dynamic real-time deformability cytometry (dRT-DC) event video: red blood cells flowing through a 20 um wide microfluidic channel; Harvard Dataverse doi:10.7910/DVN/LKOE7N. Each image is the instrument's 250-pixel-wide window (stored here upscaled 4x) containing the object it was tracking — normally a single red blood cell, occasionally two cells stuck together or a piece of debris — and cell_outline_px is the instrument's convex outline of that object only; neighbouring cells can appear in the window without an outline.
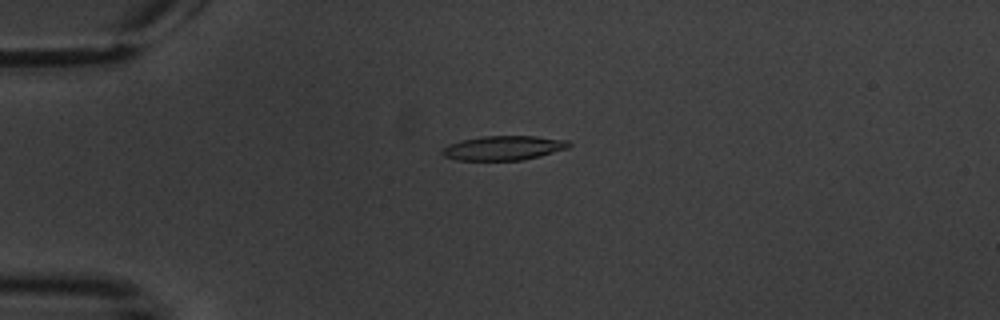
{"species": "common noctule bat (a hibernating species)", "species_latin": "Nyctalus noctula", "temperature_condition": "warm", "stored_images_in_passage": 2, "camera_frame_rate_fps": 3000, "um_per_image_px": 0.085, "animal": {"sex": "male", "body_mass_g": 20.1, "forearm_length_mm": 53.5}, "frame": {"image": 1, "passage_image": 1, "time_ms": 0.0, "image_size_px": [1000, 320], "cell_outline_px": [[572, 144], [568, 148], [540, 156], [520, 160], [456, 160], [444, 156], [440, 152], [448, 144], [460, 140], [484, 136], [536, 136], [568, 140]], "centroid_in_image_um": [42.8, 12.57], "position_along_channel_um": 42.2, "area_um2": 18.03}}